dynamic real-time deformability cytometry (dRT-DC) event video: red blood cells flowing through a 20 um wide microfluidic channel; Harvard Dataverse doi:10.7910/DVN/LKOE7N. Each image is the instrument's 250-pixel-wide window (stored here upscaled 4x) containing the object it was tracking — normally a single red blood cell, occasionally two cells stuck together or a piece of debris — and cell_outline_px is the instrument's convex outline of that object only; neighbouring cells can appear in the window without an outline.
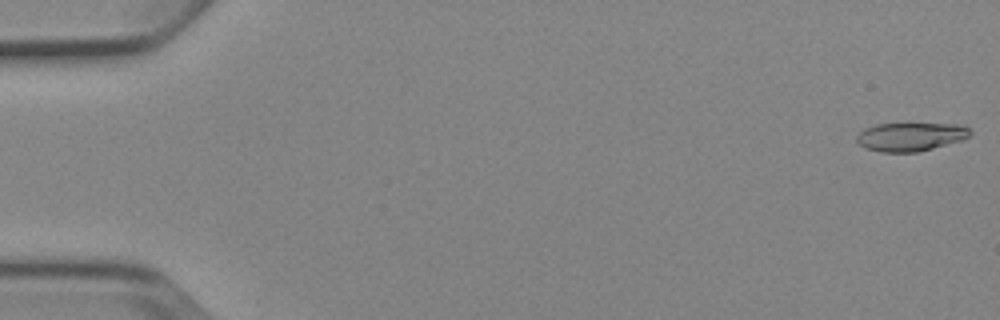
{"species": "Egyptian fruit bat (a non-hibernating species)", "species_latin": "Rousettus aegyptiacus", "temperature_condition": "cold", "stored_images_in_passage": 5, "camera_frame_rate_fps": 3000, "um_per_image_px": 0.085, "animal": {"sex": "female"}, "frame": {"image": 1, "passage_image": 1, "time_ms": 0.0, "image_size_px": [1000, 320], "cell_outline_px": [[972, 136], [964, 140], [916, 152], [880, 152], [864, 148], [856, 140], [856, 136], [864, 128], [876, 124], [956, 124], [968, 128], [972, 132]], "centroid_in_image_um": [77.4, 11.63], "position_along_channel_um": 7.6, "area_um2": 18.9}}
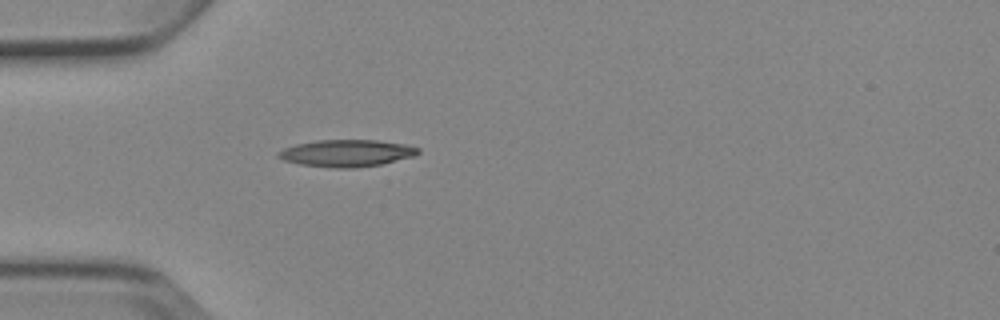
{"frame": {"image": 2, "passage_image": 5, "time_ms": 5.0, "image_size_px": [1000, 320], "cell_outline_px": [[420, 152], [416, 156], [380, 164], [356, 168], [336, 168], [300, 164], [284, 160], [276, 156], [276, 152], [284, 148], [296, 144], [316, 140], [376, 140], [404, 144], [420, 148]], "centroid_in_image_um": [29.46, 13.01], "position_along_channel_um": 55.5, "area_um2": 22.02}}